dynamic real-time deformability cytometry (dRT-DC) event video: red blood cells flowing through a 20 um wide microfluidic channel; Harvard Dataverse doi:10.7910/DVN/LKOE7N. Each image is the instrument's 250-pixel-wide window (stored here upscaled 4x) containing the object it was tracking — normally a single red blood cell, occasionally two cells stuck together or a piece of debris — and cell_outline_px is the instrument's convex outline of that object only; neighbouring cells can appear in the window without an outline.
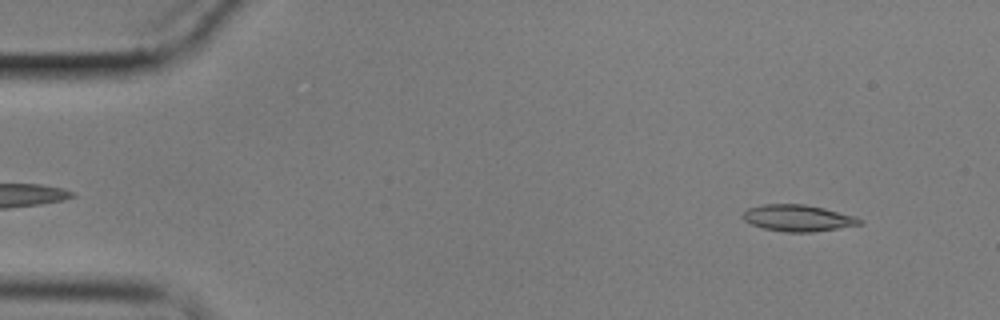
{"species": "common noctule bat (a hibernating species)", "species_latin": "Nyctalus noctula", "temperature_condition": "cold", "stored_images_in_passage": 16, "camera_frame_rate_fps": 3000, "um_per_image_px": 0.085, "animal": {"sex": "male", "body_mass_g": 17.9}, "frame": {"image": 1, "passage_image": 5, "time_ms": 1.333, "image_size_px": [1000, 320], "cell_outline_px": [[864, 220], [860, 224], [812, 232], [784, 232], [764, 228], [752, 224], [744, 220], [744, 212], [748, 208], [764, 204], [804, 204], [824, 208], [856, 216]], "centroid_in_image_um": [67.84, 18.53], "position_along_channel_um": 17.2, "area_um2": 17.86}}
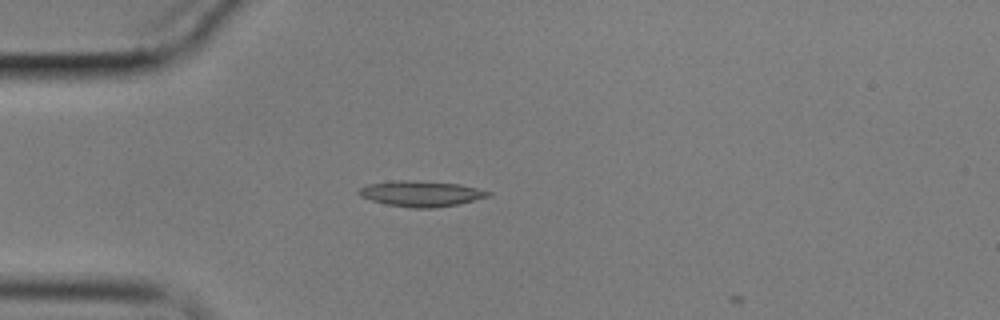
{"frame": {"image": 2, "passage_image": 15, "time_ms": 4.667, "image_size_px": [1000, 320], "cell_outline_px": [[492, 196], [456, 204], [432, 208], [412, 208], [388, 204], [372, 200], [360, 196], [356, 192], [356, 188], [364, 184], [392, 180], [404, 180], [460, 184], [492, 192]], "centroid_in_image_um": [35.72, 16.45], "position_along_channel_um": 49.3, "area_um2": 19.36}}